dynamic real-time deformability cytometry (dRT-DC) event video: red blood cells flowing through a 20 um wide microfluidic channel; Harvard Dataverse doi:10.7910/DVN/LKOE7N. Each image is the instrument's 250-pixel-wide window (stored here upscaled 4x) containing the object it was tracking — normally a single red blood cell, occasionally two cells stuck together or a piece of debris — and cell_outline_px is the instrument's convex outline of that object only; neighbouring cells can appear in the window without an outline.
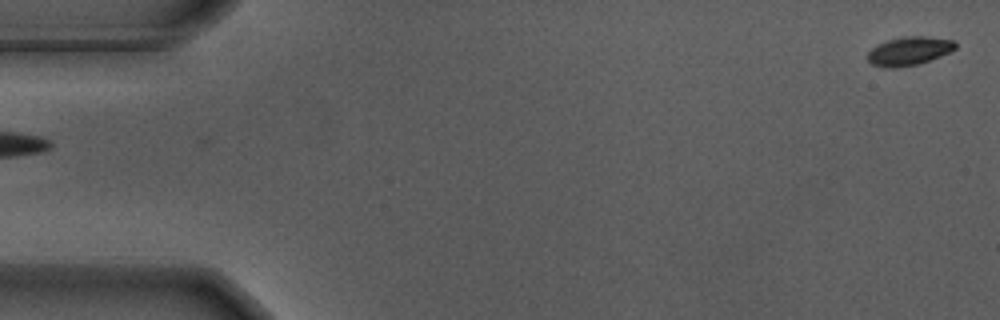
{"species": "Egyptian fruit bat (a non-hibernating species)", "species_latin": "Rousettus aegyptiacus", "temperature_condition": "warm", "stored_images_in_passage": 14, "camera_frame_rate_fps": 3000, "um_per_image_px": 0.085, "animal": {"sex": "male"}, "frame": {"image": 1, "passage_image": 1, "time_ms": 0.0, "image_size_px": [1000, 320], "cell_outline_px": [[956, 48], [940, 56], [916, 64], [892, 68], [884, 68], [872, 64], [868, 60], [868, 52], [872, 48], [888, 40], [904, 36], [924, 36], [952, 40], [956, 44]], "centroid_in_image_um": [77.25, 4.33], "position_along_channel_um": 7.8, "area_um2": 14.28}}